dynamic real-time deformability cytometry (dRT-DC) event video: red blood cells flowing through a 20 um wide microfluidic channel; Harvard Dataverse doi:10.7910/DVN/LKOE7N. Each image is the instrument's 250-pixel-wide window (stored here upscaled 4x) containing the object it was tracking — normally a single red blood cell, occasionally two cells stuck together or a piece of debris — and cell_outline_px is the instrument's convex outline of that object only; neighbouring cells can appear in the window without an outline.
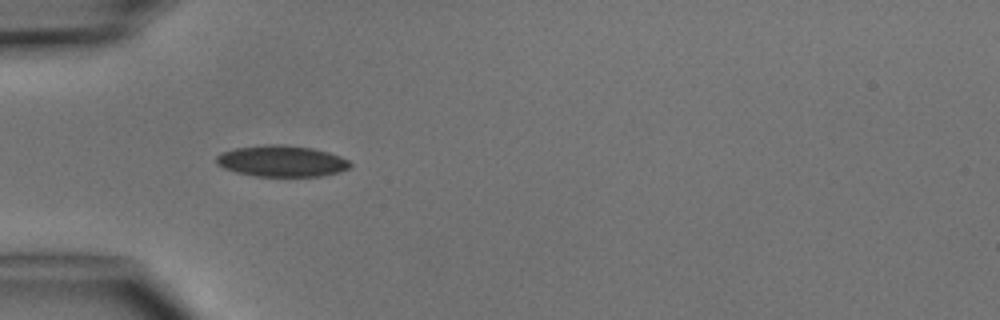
{"species": "common noctule bat (a hibernating species)", "species_latin": "Nyctalus noctula", "temperature_condition": "cold", "stored_images_in_passage": 2, "camera_frame_rate_fps": 3000, "um_per_image_px": 0.085, "animal": {"sex": "male", "body_mass_g": 15.6}, "frame": {"image": 1, "passage_image": 1, "time_ms": 0.0, "image_size_px": [1000, 320], "cell_outline_px": [[352, 164], [348, 168], [336, 172], [320, 176], [256, 176], [236, 172], [224, 168], [216, 164], [216, 156], [220, 152], [236, 148], [268, 144], [280, 144], [312, 148], [328, 152], [340, 156], [348, 160]], "centroid_in_image_um": [23.9, 13.69], "position_along_channel_um": 61.1, "area_um2": 24.22}}